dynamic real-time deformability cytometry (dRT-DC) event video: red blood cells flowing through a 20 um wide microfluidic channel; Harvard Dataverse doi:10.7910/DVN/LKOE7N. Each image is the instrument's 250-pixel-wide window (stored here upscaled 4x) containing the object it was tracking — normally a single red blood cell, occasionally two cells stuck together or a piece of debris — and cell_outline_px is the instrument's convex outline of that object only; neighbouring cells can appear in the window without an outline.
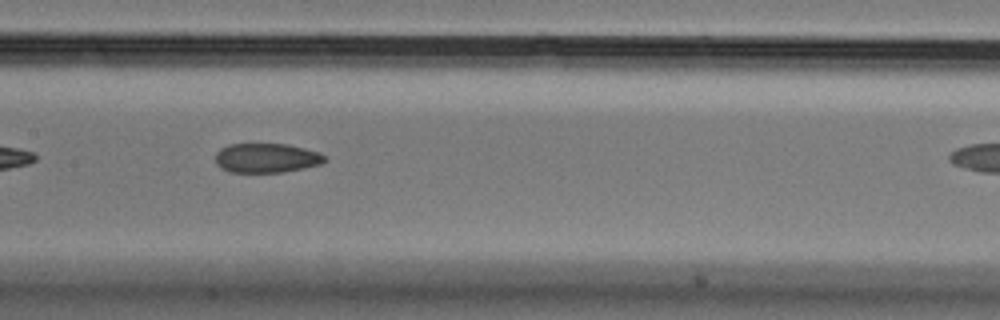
{"species": "Egyptian fruit bat (a non-hibernating species)", "species_latin": "Rousettus aegyptiacus", "temperature_condition": "cold", "stored_images_in_passage": 15, "camera_frame_rate_fps": 3000, "um_per_image_px": 0.085, "animal": {"sex": "male"}, "frame": {"image": 1, "passage_image": 11, "time_ms": 3.333, "image_size_px": [1000, 320], "cell_outline_px": [[328, 160], [320, 164], [304, 168], [284, 172], [228, 172], [220, 168], [216, 164], [216, 152], [220, 148], [228, 144], [288, 144], [320, 152]], "centroid_in_image_um": [22.64, 13.43], "position_along_channel_um": 184.8, "area_um2": 18.9}}